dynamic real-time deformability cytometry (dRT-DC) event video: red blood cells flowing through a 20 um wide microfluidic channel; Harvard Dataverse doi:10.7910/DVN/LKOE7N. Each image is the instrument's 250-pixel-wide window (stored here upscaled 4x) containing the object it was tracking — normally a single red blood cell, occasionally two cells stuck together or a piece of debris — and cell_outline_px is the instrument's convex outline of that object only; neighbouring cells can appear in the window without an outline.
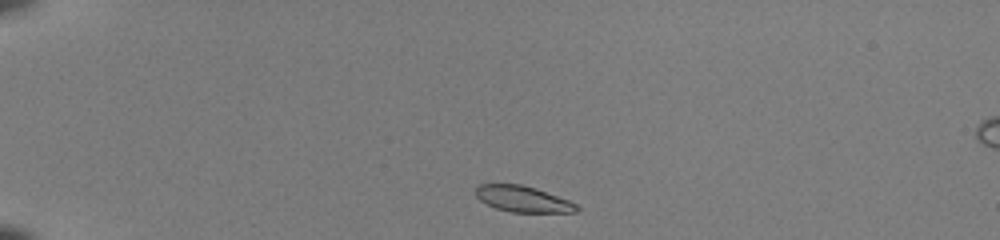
{"species": "common noctule bat (a hibernating species)", "species_latin": "Nyctalus noctula", "temperature_condition": "room temperature", "stored_images_in_passage": 39, "camera_frame_rate_fps": 3000, "um_per_image_px": 0.085, "animal": {"sex": "female", "body_mass_g": 22.0, "forearm_length_mm": 56.7}, "frame": {"image": 1, "passage_image": 1, "time_ms": 0.0, "image_size_px": [1000, 240], "cell_outline_px": [[580, 208], [576, 212], [512, 212], [496, 208], [480, 200], [476, 196], [476, 188], [480, 184], [520, 184], [536, 188], [568, 200], [576, 204]], "centroid_in_image_um": [44.45, 16.91], "position_along_channel_um": 40.5, "area_um2": 15.14}}
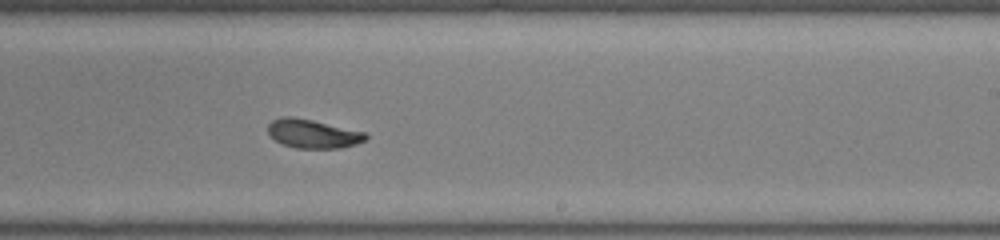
{"frame": {"image": 2, "passage_image": 22, "time_ms": 7.0, "image_size_px": [1000, 240], "cell_outline_px": [[368, 136], [364, 140], [356, 144], [340, 148], [296, 148], [280, 144], [268, 132], [268, 124], [272, 120], [284, 116], [292, 116], [312, 120], [364, 132]], "centroid_in_image_um": [26.56, 11.37], "position_along_channel_um": 262.4, "area_um2": 16.24}}
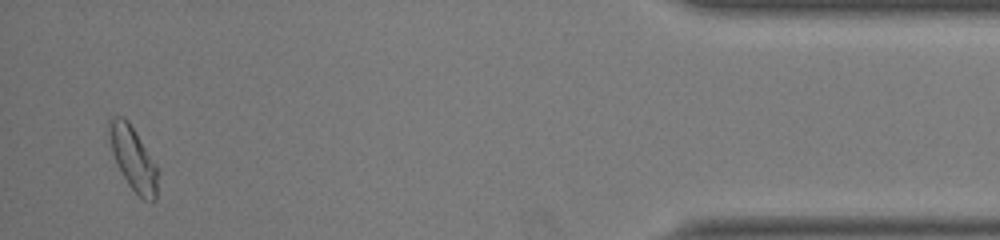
{"frame": {"image": 3, "passage_image": 38, "time_ms": 12.333, "image_size_px": [1000, 240], "cell_outline_px": [[156, 200], [144, 200], [128, 184], [116, 164], [112, 152], [108, 128], [108, 120], [112, 116], [124, 116], [128, 120], [156, 164]], "centroid_in_image_um": [11.28, 13.42], "position_along_channel_um": 423.9, "area_um2": 17.63}, "authors_computed_cell_mechanics": {"area_um2": 16.4152, "velocity_mm_per_s": 4.0577, "shape_relaxation_time_tau1_ms": 4.3951, "shape_relaxation_time_tau2_ms": 4.2551, "deformation_change_tau1": 0.1626, "deformation_change_tau2": 0.039}}